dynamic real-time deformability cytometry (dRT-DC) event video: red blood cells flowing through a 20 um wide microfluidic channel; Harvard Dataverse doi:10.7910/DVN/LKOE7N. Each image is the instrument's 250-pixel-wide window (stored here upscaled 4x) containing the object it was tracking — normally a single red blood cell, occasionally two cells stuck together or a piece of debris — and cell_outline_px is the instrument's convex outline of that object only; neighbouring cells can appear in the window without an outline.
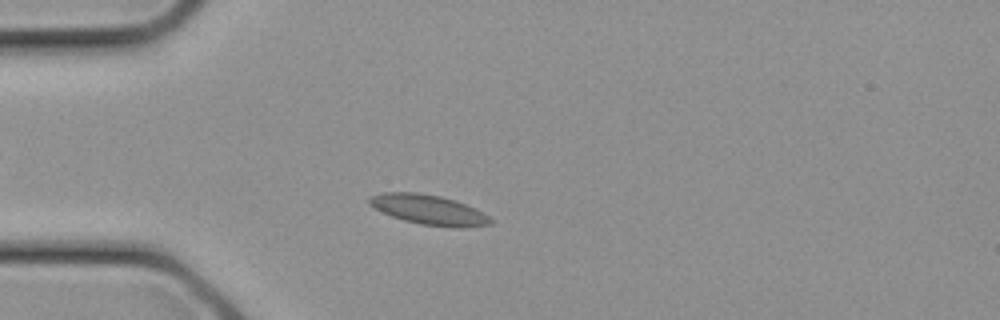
{"species": "common noctule bat (a hibernating species)", "species_latin": "Nyctalus noctula", "temperature_condition": "cold", "stored_images_in_passage": 24, "camera_frame_rate_fps": 3000, "um_per_image_px": 0.085, "animal": {"sex": "female", "body_mass_g": 21.9}, "frame": {"image": 1, "passage_image": 4, "time_ms": 1.0, "image_size_px": [1000, 320], "cell_outline_px": [[492, 224], [460, 228], [456, 228], [420, 224], [404, 220], [392, 216], [368, 204], [368, 196], [380, 192], [416, 192], [440, 196], [456, 200], [476, 208], [488, 216], [492, 220]], "centroid_in_image_um": [36.44, 17.82], "position_along_channel_um": 48.6, "area_um2": 21.15}}
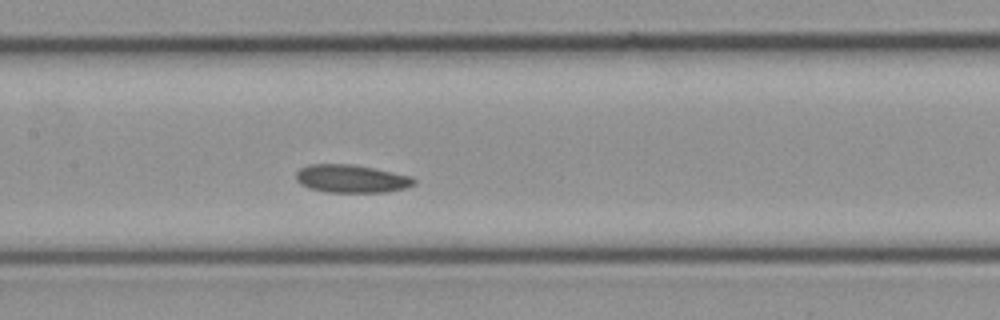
{"frame": {"image": 2, "passage_image": 10, "time_ms": 3.0, "image_size_px": [1000, 320], "cell_outline_px": [[416, 184], [408, 188], [388, 192], [324, 192], [308, 188], [300, 184], [296, 180], [296, 172], [300, 168], [308, 164], [352, 164], [412, 176], [416, 180]], "centroid_in_image_um": [29.87, 15.2], "position_along_channel_um": 177.5, "area_um2": 19.48}}
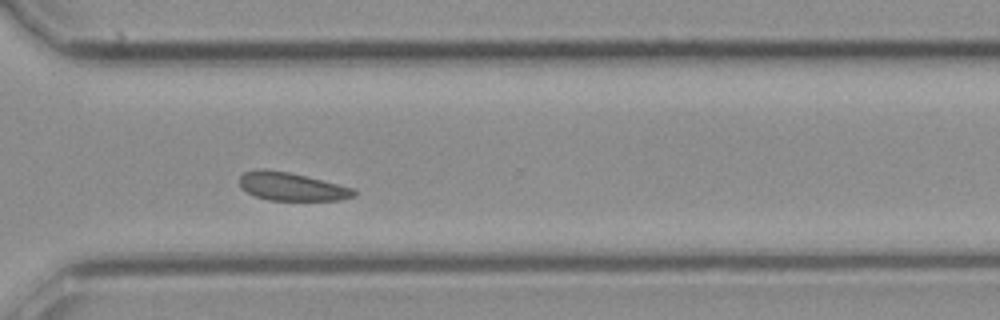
{"frame": {"image": 3, "passage_image": 17, "time_ms": 5.333, "image_size_px": [1000, 320], "cell_outline_px": [[356, 196], [340, 200], [268, 200], [256, 196], [240, 188], [240, 176], [244, 172], [256, 168], [264, 168], [288, 172], [356, 188]], "centroid_in_image_um": [24.79, 15.85], "position_along_channel_um": 345.8, "area_um2": 18.9}}